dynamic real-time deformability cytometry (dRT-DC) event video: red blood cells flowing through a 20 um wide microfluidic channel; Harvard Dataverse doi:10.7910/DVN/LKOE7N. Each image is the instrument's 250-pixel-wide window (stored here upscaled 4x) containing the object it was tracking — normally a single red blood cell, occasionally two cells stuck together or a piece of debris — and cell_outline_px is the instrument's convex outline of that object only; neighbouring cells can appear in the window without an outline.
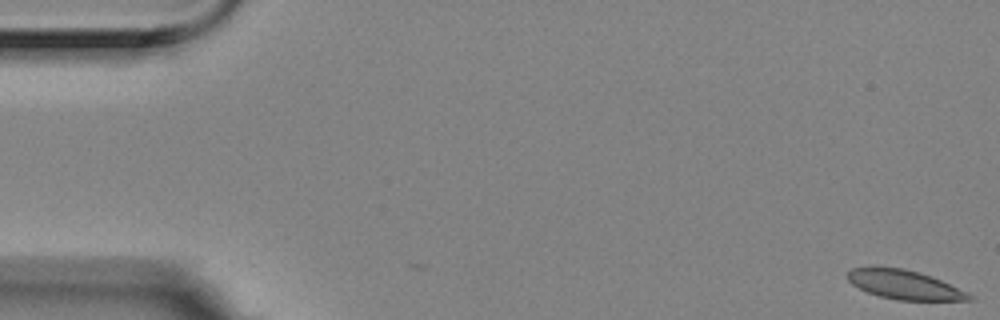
{"species": "Egyptian fruit bat (a non-hibernating species)", "species_latin": "Rousettus aegyptiacus", "temperature_condition": "room temperature", "stored_images_in_passage": 5, "camera_frame_rate_fps": 3000, "um_per_image_px": 0.085, "animal": {"sex": "female"}, "frame": {"image": 1, "passage_image": 1, "time_ms": 0.0, "image_size_px": [1000, 320], "cell_outline_px": [[976, 300], [896, 300], [880, 296], [868, 292], [852, 284], [848, 280], [848, 272], [852, 268], [872, 264], [876, 264], [904, 268], [920, 272], [932, 276], [968, 292]], "centroid_in_image_um": [76.84, 24.15], "position_along_channel_um": 8.2, "area_um2": 21.15}}
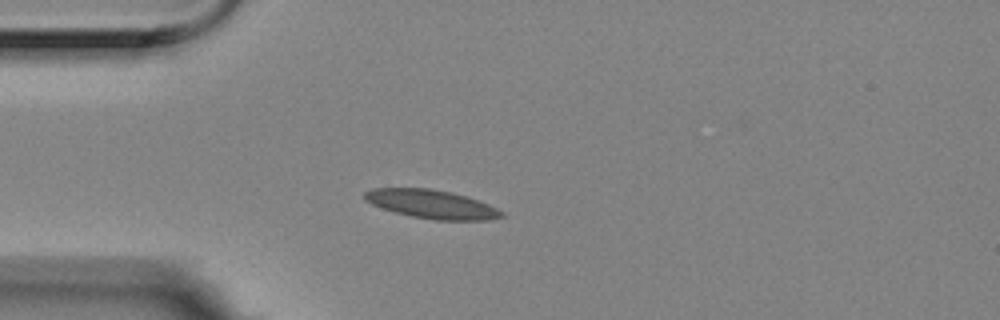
{"frame": {"image": 2, "passage_image": 5, "time_ms": 1.333, "image_size_px": [1000, 320], "cell_outline_px": [[504, 216], [488, 220], [432, 220], [412, 216], [396, 212], [372, 204], [364, 200], [364, 192], [372, 188], [428, 188], [452, 192], [468, 196], [488, 204], [504, 212]], "centroid_in_image_um": [36.7, 17.35], "position_along_channel_um": 48.3, "area_um2": 22.83}}